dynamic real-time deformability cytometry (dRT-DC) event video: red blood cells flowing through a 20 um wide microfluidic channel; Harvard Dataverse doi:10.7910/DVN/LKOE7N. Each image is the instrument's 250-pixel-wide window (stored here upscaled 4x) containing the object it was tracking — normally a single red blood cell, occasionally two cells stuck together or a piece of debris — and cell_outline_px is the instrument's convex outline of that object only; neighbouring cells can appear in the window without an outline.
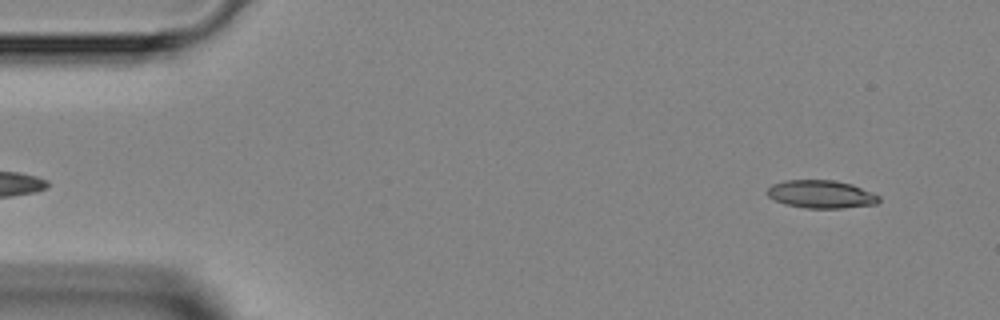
{"species": "Egyptian fruit bat (a non-hibernating species)", "species_latin": "Rousettus aegyptiacus", "temperature_condition": "room temperature", "stored_images_in_passage": 44, "camera_frame_rate_fps": 3000, "um_per_image_px": 0.085, "animal": {"sex": "female"}, "frame": {"image": 1, "passage_image": 2, "time_ms": 0.333, "image_size_px": [1000, 320], "cell_outline_px": [[880, 200], [876, 204], [840, 208], [804, 208], [784, 204], [768, 196], [764, 192], [772, 184], [784, 180], [832, 180], [852, 184], [880, 196]], "centroid_in_image_um": [69.76, 16.51], "position_along_channel_um": 15.2, "area_um2": 18.21}}
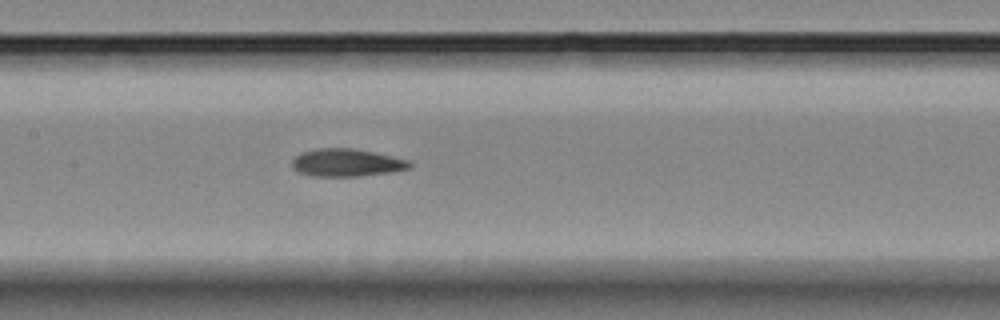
{"frame": {"image": 2, "passage_image": 20, "time_ms": 6.333, "image_size_px": [1000, 320], "cell_outline_px": [[412, 168], [392, 172], [356, 176], [312, 176], [300, 172], [292, 168], [292, 160], [300, 152], [316, 148], [352, 148], [372, 152], [408, 160], [412, 164]], "centroid_in_image_um": [29.44, 13.82], "position_along_channel_um": 178.0, "area_um2": 18.9}}
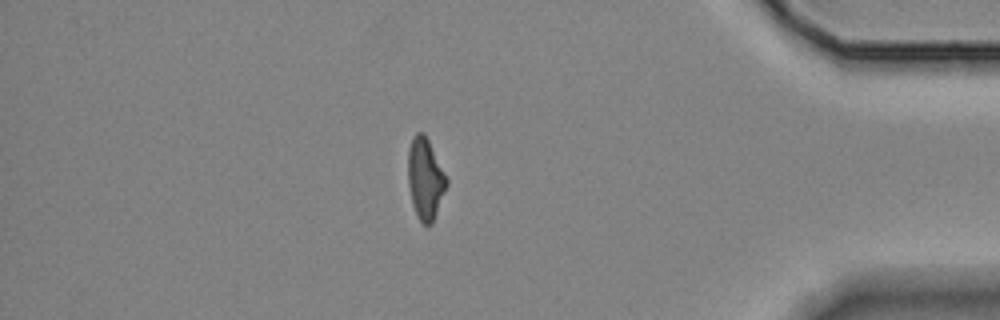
{"frame": {"image": 3, "passage_image": 38, "time_ms": 12.333, "image_size_px": [1000, 320], "cell_outline_px": [[448, 184], [432, 224], [424, 224], [420, 220], [412, 204], [408, 184], [408, 148], [412, 136], [416, 132], [424, 132], [448, 180]], "centroid_in_image_um": [36.13, 15.17], "position_along_channel_um": 399.1, "area_um2": 18.15}}